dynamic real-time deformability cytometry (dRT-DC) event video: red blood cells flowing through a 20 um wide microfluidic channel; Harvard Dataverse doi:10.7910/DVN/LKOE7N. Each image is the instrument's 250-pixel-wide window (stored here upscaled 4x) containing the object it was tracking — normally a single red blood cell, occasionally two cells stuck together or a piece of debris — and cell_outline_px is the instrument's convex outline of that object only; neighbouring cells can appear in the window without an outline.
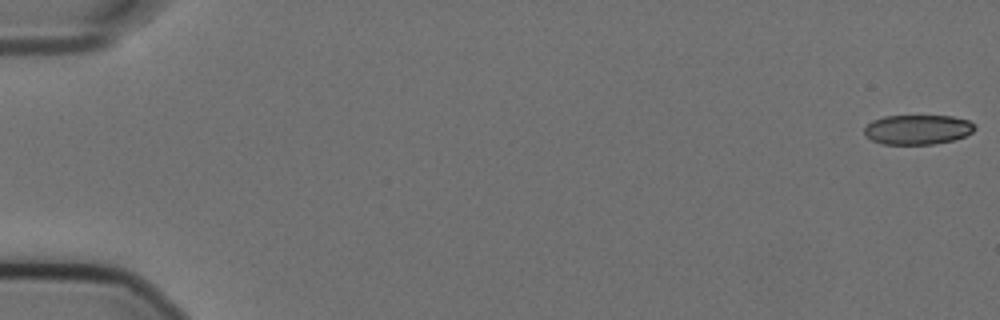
{"species": "Egyptian fruit bat (a non-hibernating species)", "species_latin": "Rousettus aegyptiacus", "temperature_condition": "cold", "stored_images_in_passage": 17, "camera_frame_rate_fps": 3000, "um_per_image_px": 0.085, "animal": {"sex": "female"}, "frame": {"image": 1, "passage_image": 1, "time_ms": 0.0, "image_size_px": [1000, 320], "cell_outline_px": [[976, 128], [972, 132], [964, 136], [952, 140], [932, 144], [884, 144], [872, 140], [864, 136], [864, 128], [872, 120], [884, 116], [952, 116], [968, 120], [976, 124]], "centroid_in_image_um": [77.99, 11.01], "position_along_channel_um": 7.0, "area_um2": 19.13}}
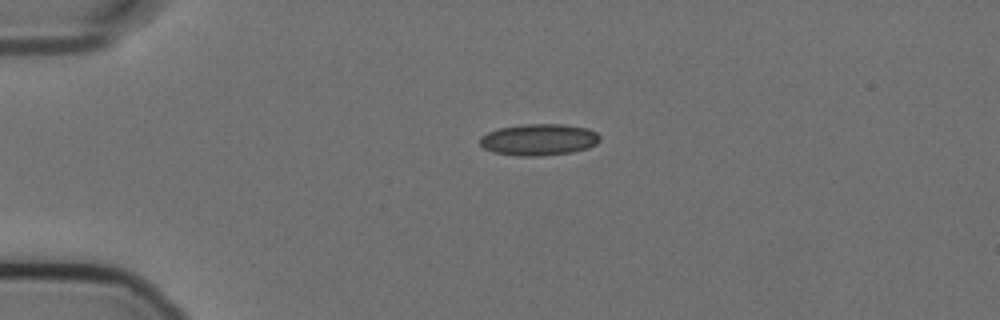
{"frame": {"image": 2, "passage_image": 14, "time_ms": 4.333, "image_size_px": [1000, 320], "cell_outline_px": [[600, 140], [596, 144], [588, 148], [572, 152], [540, 156], [516, 156], [492, 152], [484, 148], [480, 144], [480, 136], [488, 132], [500, 128], [524, 124], [564, 124], [588, 128], [596, 132], [600, 136]], "centroid_in_image_um": [45.81, 11.87], "position_along_channel_um": 39.2, "area_um2": 22.2}}